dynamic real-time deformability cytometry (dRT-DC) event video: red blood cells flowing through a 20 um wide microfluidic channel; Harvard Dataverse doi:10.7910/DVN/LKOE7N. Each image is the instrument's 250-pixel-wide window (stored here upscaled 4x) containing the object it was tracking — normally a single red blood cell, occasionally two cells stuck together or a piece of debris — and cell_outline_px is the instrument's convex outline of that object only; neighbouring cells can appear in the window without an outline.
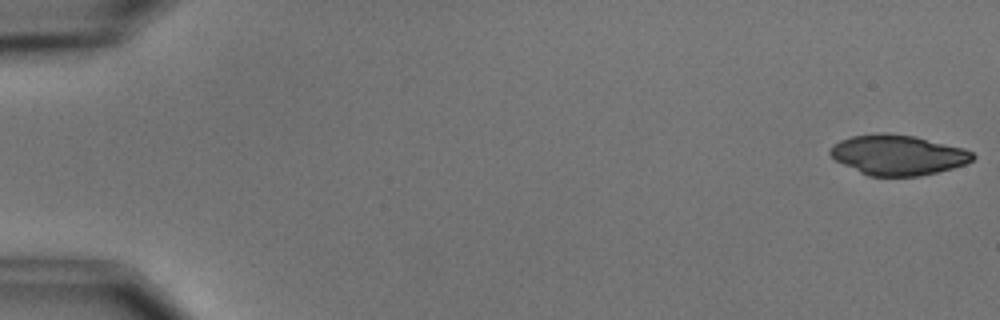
{"species": "common noctule bat (a hibernating species)", "species_latin": "Nyctalus noctula", "temperature_condition": "cold", "stored_images_in_passage": 6, "camera_frame_rate_fps": 3000, "um_per_image_px": 0.085, "animal": {"sex": "male", "body_mass_g": 15.6}, "frame": {"image": 1, "passage_image": 1, "time_ms": 0.0, "image_size_px": [1000, 320], "cell_outline_px": [[976, 156], [972, 160], [964, 164], [952, 168], [920, 176], [868, 176], [836, 160], [828, 152], [840, 140], [852, 136], [876, 132], [884, 132], [916, 136], [964, 148], [972, 152]], "centroid_in_image_um": [76.34, 13.16], "position_along_channel_um": 8.7, "area_um2": 33.23}}